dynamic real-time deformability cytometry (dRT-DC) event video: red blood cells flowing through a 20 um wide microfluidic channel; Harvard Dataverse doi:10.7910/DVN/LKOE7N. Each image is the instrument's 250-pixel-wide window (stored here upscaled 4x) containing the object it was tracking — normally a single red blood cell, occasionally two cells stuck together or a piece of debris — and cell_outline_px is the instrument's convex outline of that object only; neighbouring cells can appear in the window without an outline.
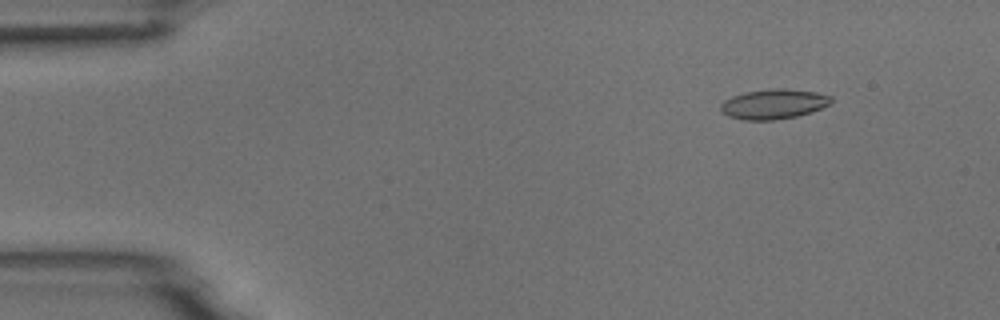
{"species": "common noctule bat (a hibernating species)", "species_latin": "Nyctalus noctula", "temperature_condition": "room temperature", "stored_images_in_passage": 49, "camera_frame_rate_fps": 3000, "um_per_image_px": 0.085, "animal": {"sex": "male", "body_mass_g": 18.8}, "frame": {"image": 1, "passage_image": 1, "time_ms": 0.0, "image_size_px": [1000, 320], "cell_outline_px": [[832, 100], [828, 104], [812, 112], [796, 116], [772, 120], [744, 120], [728, 116], [720, 112], [720, 104], [724, 100], [732, 96], [744, 92], [772, 88], [784, 88], [816, 92], [832, 96]], "centroid_in_image_um": [65.72, 8.84], "position_along_channel_um": 19.3, "area_um2": 19.31}}
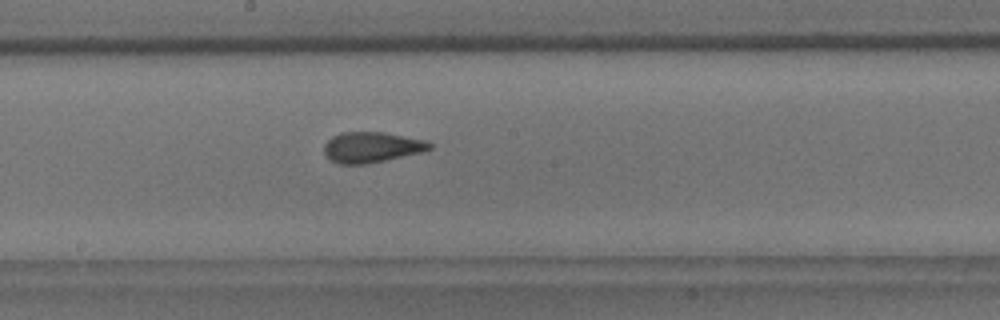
{"frame": {"image": 2, "passage_image": 24, "time_ms": 7.667, "image_size_px": [1000, 320], "cell_outline_px": [[432, 148], [420, 152], [368, 164], [340, 164], [332, 160], [324, 152], [324, 144], [332, 136], [340, 132], [384, 132], [424, 140], [432, 144]], "centroid_in_image_um": [31.56, 12.51], "position_along_channel_um": 216.6, "area_um2": 18.61}}
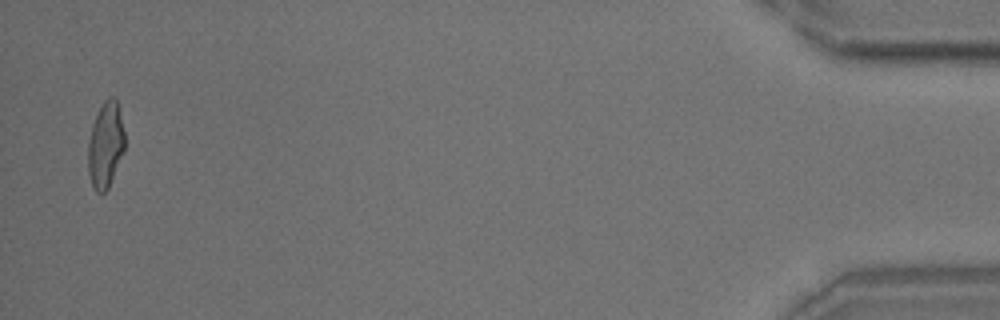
{"frame": {"image": 3, "passage_image": 48, "time_ms": 15.667, "image_size_px": [1000, 320], "cell_outline_px": [[124, 148], [108, 188], [104, 192], [96, 192], [92, 184], [88, 172], [88, 144], [92, 124], [104, 100], [108, 96], [116, 96], [124, 132]], "centroid_in_image_um": [8.96, 12.28], "position_along_channel_um": 426.2, "area_um2": 18.03}, "authors_computed_cell_mechanics": {"area_um2": 18.785, "velocity_mm_per_s": 3.7123, "shape_relaxation_time_tau1_ms": 6.6496, "shape_relaxation_time_tau2_ms": 1.4017, "deformation_change_tau1": 0.1974, "deformation_change_tau2": 0.074}}